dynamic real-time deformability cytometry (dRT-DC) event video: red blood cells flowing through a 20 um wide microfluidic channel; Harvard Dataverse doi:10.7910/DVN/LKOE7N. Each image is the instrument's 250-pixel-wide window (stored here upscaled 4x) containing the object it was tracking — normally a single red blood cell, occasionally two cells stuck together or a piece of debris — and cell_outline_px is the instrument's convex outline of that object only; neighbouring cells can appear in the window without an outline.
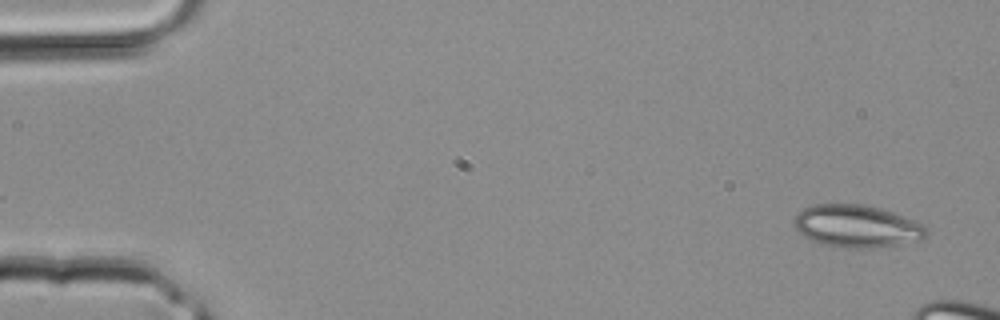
{"species": "common noctule bat (a hibernating species)", "species_latin": "Nyctalus noctula", "temperature_condition": "room temperature", "stored_images_in_passage": 3, "camera_frame_rate_fps": 3000, "um_per_image_px": 0.085, "animal": {"sex": "male", "body_mass_g": 20.4}, "frame": {"image": 1, "passage_image": 1, "time_ms": 0.0, "image_size_px": [1000, 320], "cell_outline_px": [[928, 232], [920, 240], [900, 244], [868, 248], [856, 248], [820, 244], [804, 236], [792, 224], [792, 220], [804, 208], [812, 204], [860, 204], [880, 208], [916, 220], [924, 224], [928, 228]], "centroid_in_image_um": [72.84, 19.22], "position_along_channel_um": 12.2, "area_um2": 32.66}}